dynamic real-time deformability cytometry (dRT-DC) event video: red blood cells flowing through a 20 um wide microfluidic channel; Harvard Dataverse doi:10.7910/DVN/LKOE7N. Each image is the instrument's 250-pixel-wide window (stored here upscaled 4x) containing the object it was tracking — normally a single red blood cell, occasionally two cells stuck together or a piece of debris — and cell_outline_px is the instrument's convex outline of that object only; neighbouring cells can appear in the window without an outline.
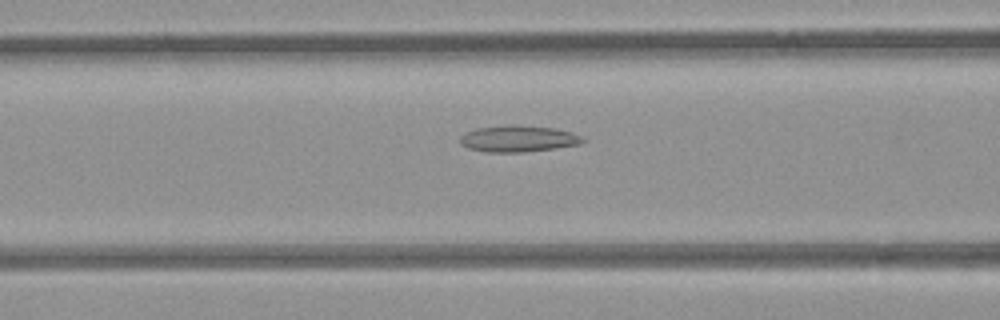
{"species": "common noctule bat (a hibernating species)", "species_latin": "Nyctalus noctula", "temperature_condition": "room temperature", "stored_images_in_passage": 39, "camera_frame_rate_fps": 3000, "um_per_image_px": 0.085, "animal": {"sex": "female", "body_mass_g": 21.9}, "frame": {"image": 1, "passage_image": 6, "time_ms": 1.667, "image_size_px": [1000, 320], "cell_outline_px": [[588, 140], [580, 144], [552, 148], [520, 152], [484, 152], [468, 148], [460, 144], [460, 136], [476, 128], [512, 124], [556, 128], [572, 132]], "centroid_in_image_um": [44.05, 11.78], "position_along_channel_um": 122.6, "area_um2": 18.9}}
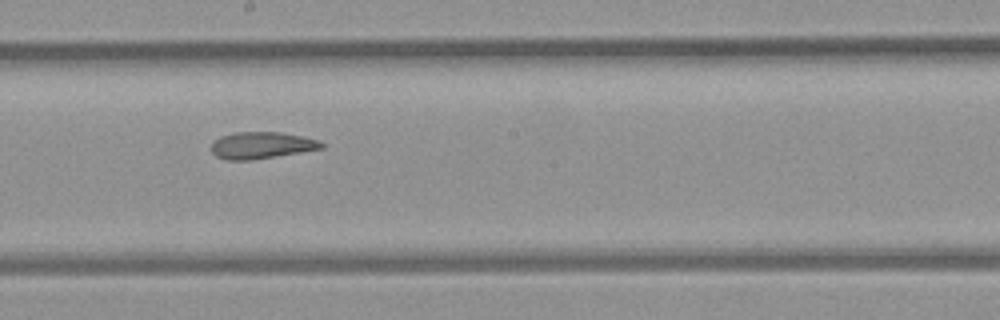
{"frame": {"image": 2, "passage_image": 14, "time_ms": 4.333, "image_size_px": [1000, 320], "cell_outline_px": [[324, 148], [252, 160], [228, 160], [216, 156], [212, 152], [212, 144], [220, 136], [236, 132], [280, 132], [320, 140], [324, 144]], "centroid_in_image_um": [22.24, 12.35], "position_along_channel_um": 226.0, "area_um2": 17.05}}
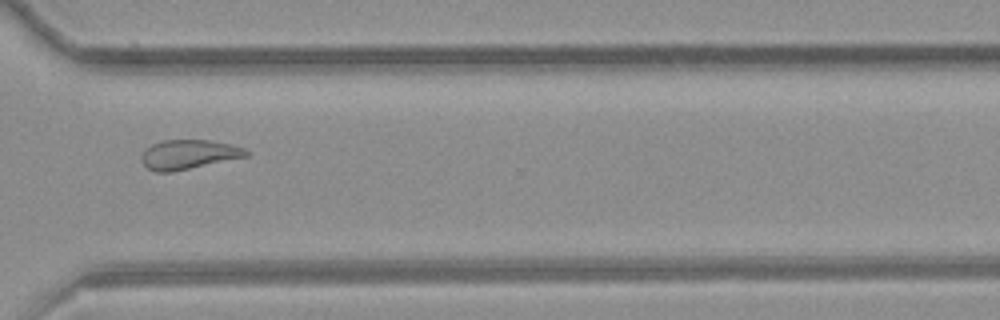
{"frame": {"image": 3, "passage_image": 24, "time_ms": 7.667, "image_size_px": [1000, 320], "cell_outline_px": [[252, 152], [248, 156], [172, 172], [156, 172], [148, 168], [140, 160], [140, 156], [144, 148], [152, 144], [164, 140], [208, 140], [232, 144], [244, 148]], "centroid_in_image_um": [16.02, 13.12], "position_along_channel_um": 354.6, "area_um2": 18.09}}